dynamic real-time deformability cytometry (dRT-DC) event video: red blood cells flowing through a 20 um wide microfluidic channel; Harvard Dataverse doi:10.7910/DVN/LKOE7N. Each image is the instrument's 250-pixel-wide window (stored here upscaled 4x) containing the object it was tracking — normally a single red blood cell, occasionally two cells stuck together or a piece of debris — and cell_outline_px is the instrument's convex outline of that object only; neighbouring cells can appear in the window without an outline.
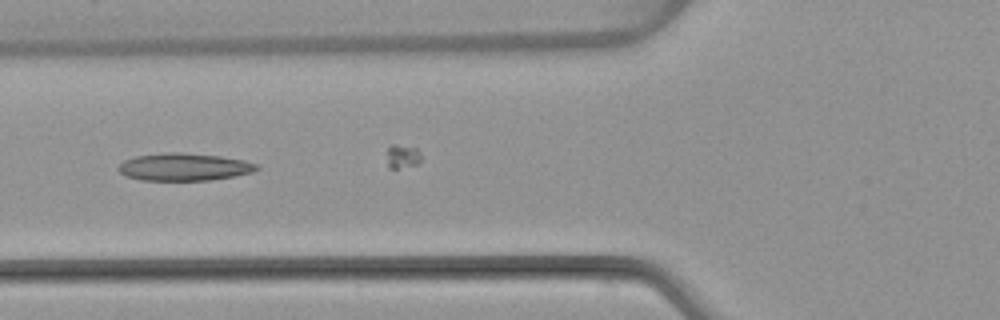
{"species": "common noctule bat (a hibernating species)", "species_latin": "Nyctalus noctula", "temperature_condition": "warm", "stored_images_in_passage": 7, "camera_frame_rate_fps": 3000, "um_per_image_px": 0.085, "animal": {"sex": "female", "body_mass_g": 22.7, "forearm_length_mm": 54.2}, "frame": {"image": 1, "passage_image": 6, "time_ms": 5.667, "image_size_px": [1000, 320], "cell_outline_px": [[260, 168], [252, 172], [232, 176], [208, 180], [140, 180], [128, 176], [120, 172], [116, 168], [124, 160], [136, 156], [168, 152], [180, 152], [220, 156], [244, 160], [260, 164]], "centroid_in_image_um": [15.66, 14.18], "position_along_channel_um": 110.1, "area_um2": 22.08}}